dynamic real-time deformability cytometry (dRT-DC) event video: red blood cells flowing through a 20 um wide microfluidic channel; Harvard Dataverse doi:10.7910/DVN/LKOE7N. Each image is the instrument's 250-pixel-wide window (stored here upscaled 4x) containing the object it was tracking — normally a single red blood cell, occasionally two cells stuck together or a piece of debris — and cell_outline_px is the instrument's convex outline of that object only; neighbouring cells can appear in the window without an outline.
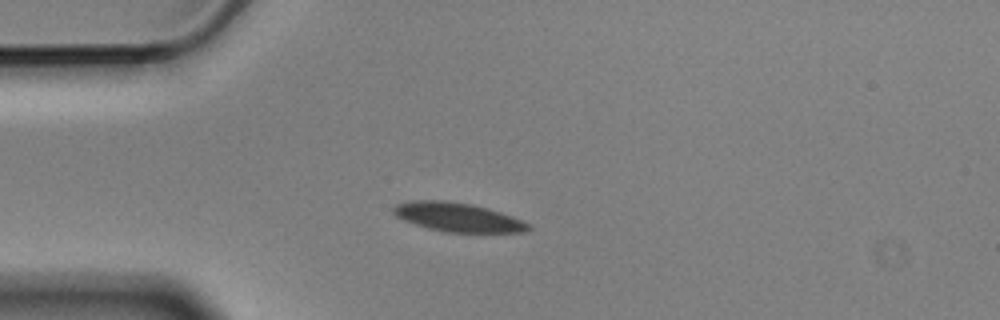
{"species": "Egyptian fruit bat (a non-hibernating species)", "species_latin": "Rousettus aegyptiacus", "temperature_condition": "cold", "stored_images_in_passage": 7, "camera_frame_rate_fps": 3000, "um_per_image_px": 0.085, "animal": {"sex": "male"}, "frame": {"image": 1, "passage_image": 3, "time_ms": 0.667, "image_size_px": [1000, 320], "cell_outline_px": [[532, 228], [524, 232], [444, 232], [428, 228], [404, 220], [396, 216], [392, 212], [392, 208], [396, 204], [412, 200], [444, 200], [472, 204], [488, 208], [512, 216], [528, 224]], "centroid_in_image_um": [38.88, 18.45], "position_along_channel_um": 46.1, "area_um2": 22.66}}
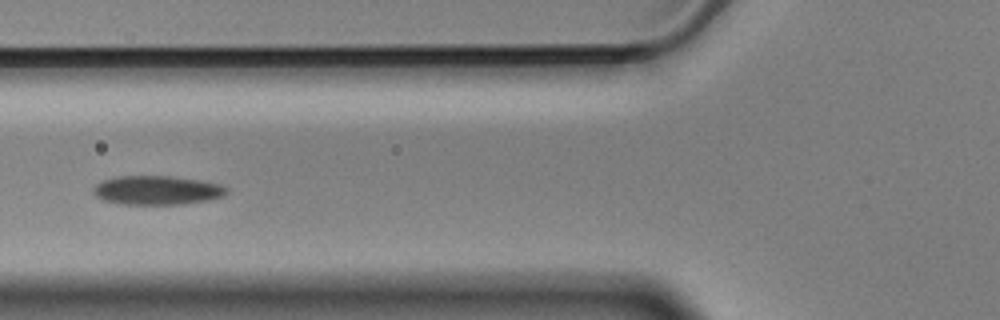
{"frame": {"image": 2, "passage_image": 5, "time_ms": 1.333, "image_size_px": [1000, 320], "cell_outline_px": [[228, 192], [224, 196], [208, 200], [184, 204], [120, 204], [104, 200], [96, 196], [92, 192], [96, 184], [104, 180], [116, 176], [168, 176], [196, 180], [220, 184], [228, 188]], "centroid_in_image_um": [13.35, 16.17], "position_along_channel_um": 112.5, "area_um2": 22.43}}
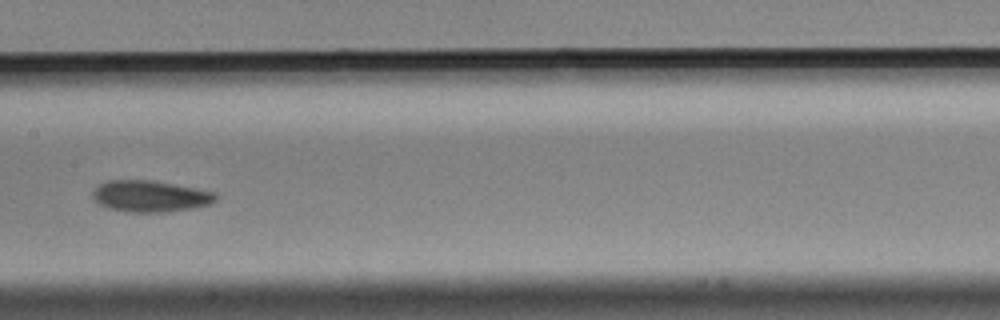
{"frame": {"image": 3, "passage_image": 7, "time_ms": 2.0, "image_size_px": [1000, 320], "cell_outline_px": [[220, 196], [216, 200], [208, 204], [188, 208], [164, 212], [128, 212], [108, 208], [100, 204], [92, 196], [92, 192], [100, 184], [108, 180], [152, 180], [196, 188], [216, 192]], "centroid_in_image_um": [12.78, 16.67], "position_along_channel_um": 194.6, "area_um2": 22.37}}